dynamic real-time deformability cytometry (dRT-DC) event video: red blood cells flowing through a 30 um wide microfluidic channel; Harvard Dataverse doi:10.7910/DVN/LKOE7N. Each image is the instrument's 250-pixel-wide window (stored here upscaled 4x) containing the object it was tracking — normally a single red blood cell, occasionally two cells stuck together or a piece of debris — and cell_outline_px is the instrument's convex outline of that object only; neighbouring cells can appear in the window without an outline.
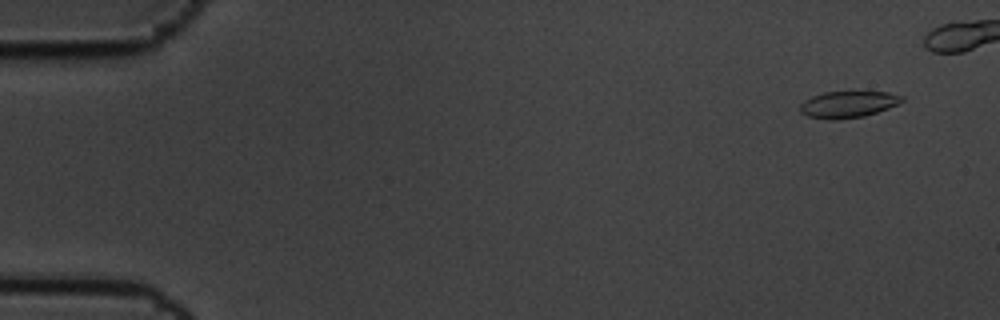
{"species": "common noctule bat (a hibernating species)", "species_latin": "Nyctalus noctula", "temperature_condition": "cold", "stored_images_in_passage": 14, "camera_frame_rate_fps": 3000, "um_per_image_px": 0.085, "animal": {"sex": "male", "body_mass_g": 19.5, "forearm_length_mm": 54.6}, "frame": {"image": 1, "passage_image": 1, "time_ms": 0.0, "image_size_px": [1000, 320], "cell_outline_px": [[904, 100], [900, 104], [864, 116], [836, 120], [828, 120], [808, 116], [800, 112], [800, 104], [804, 100], [812, 96], [824, 92], [888, 92], [904, 96]], "centroid_in_image_um": [72.09, 8.87], "position_along_channel_um": 12.9, "area_um2": 15.84}}
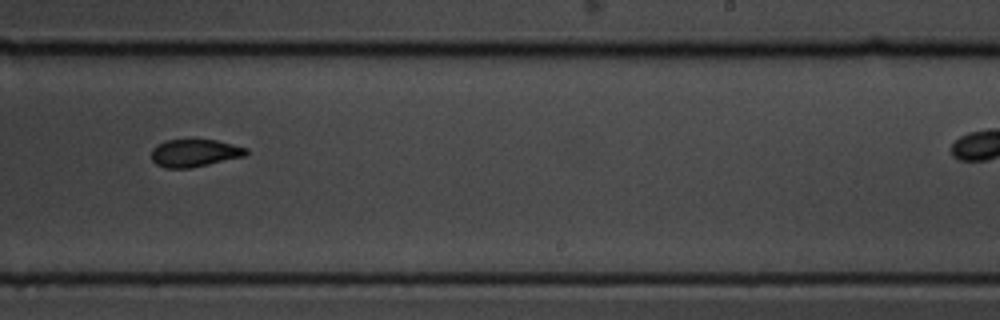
{"frame": {"image": 2, "passage_image": 10, "time_ms": 3.0, "image_size_px": [1000, 320], "cell_outline_px": [[248, 152], [244, 156], [192, 168], [164, 168], [156, 164], [152, 160], [152, 148], [156, 144], [164, 140], [216, 140], [248, 148]], "centroid_in_image_um": [16.51, 13.01], "position_along_channel_um": 272.5, "area_um2": 15.26}}
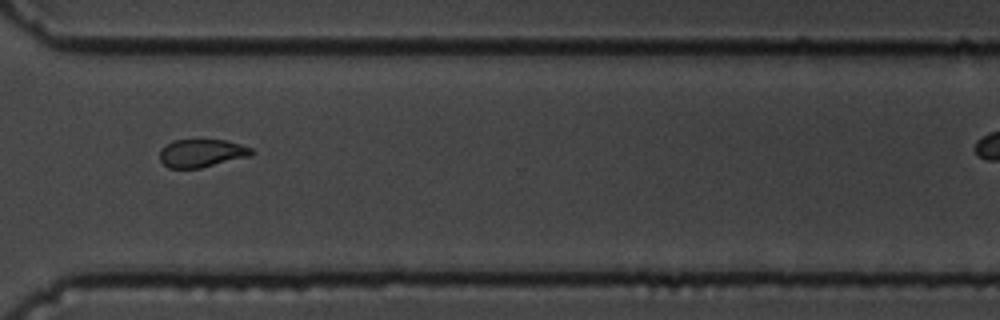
{"frame": {"image": 3, "passage_image": 12, "time_ms": 3.667, "image_size_px": [1000, 320], "cell_outline_px": [[256, 152], [252, 156], [200, 168], [168, 168], [160, 160], [160, 148], [176, 140], [224, 140], [240, 144], [252, 148]], "centroid_in_image_um": [17.18, 13.02], "position_along_channel_um": 353.4, "area_um2": 15.03}}